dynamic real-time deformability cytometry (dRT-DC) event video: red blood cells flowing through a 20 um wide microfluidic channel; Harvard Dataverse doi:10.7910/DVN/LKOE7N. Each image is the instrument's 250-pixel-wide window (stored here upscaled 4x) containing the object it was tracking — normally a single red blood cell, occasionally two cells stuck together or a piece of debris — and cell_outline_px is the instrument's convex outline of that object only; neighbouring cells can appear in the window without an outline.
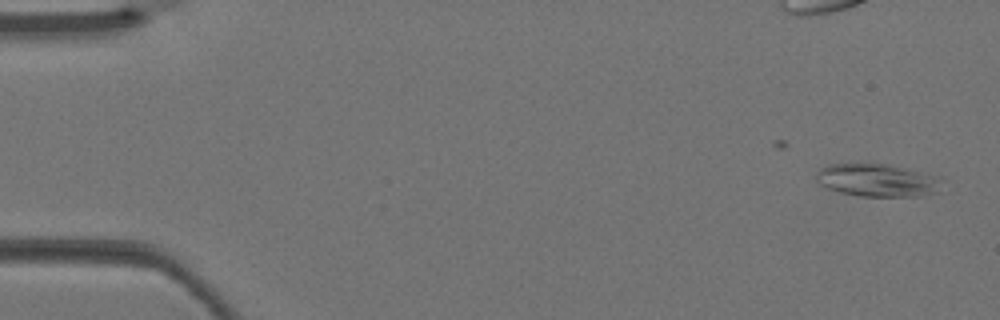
{"species": "Egyptian fruit bat (a non-hibernating species)", "species_latin": "Rousettus aegyptiacus", "temperature_condition": "warm", "stored_images_in_passage": 3, "camera_frame_rate_fps": 3000, "um_per_image_px": 0.085, "animal": {"sex": "female"}, "frame": {"image": 1, "passage_image": 1, "time_ms": 0.0, "image_size_px": [1000, 320], "cell_outline_px": [[940, 180], [936, 192], [916, 196], [860, 196], [840, 192], [828, 188], [820, 184], [816, 180], [816, 172], [820, 168], [828, 164], [872, 160], [888, 164], [932, 176]], "centroid_in_image_um": [74.41, 15.27], "position_along_channel_um": 10.6, "area_um2": 24.16}}